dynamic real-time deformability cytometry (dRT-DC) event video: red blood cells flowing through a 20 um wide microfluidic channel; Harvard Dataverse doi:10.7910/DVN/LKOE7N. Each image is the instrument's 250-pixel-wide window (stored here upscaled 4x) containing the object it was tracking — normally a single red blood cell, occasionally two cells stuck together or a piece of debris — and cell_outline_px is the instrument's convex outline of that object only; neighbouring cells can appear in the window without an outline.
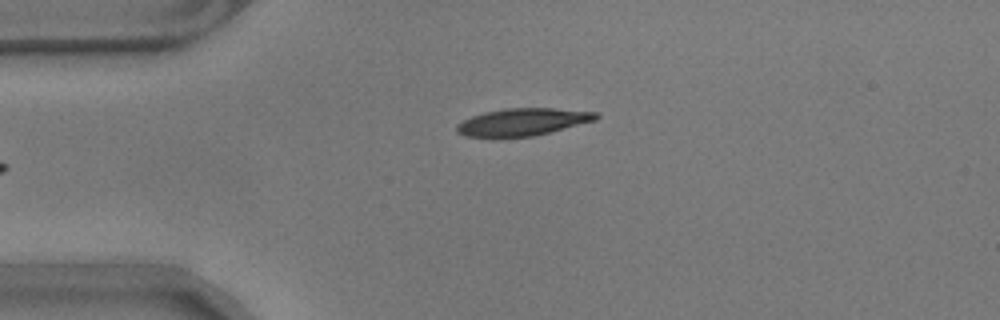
{"species": "common noctule bat (a hibernating species)", "species_latin": "Nyctalus noctula", "temperature_condition": "warm", "stored_images_in_passage": 39, "camera_frame_rate_fps": 3000, "um_per_image_px": 0.085, "animal": {"sex": "male", "body_mass_g": 17.9}, "frame": {"image": 1, "passage_image": 1, "time_ms": 0.0, "image_size_px": [1000, 320], "cell_outline_px": [[600, 116], [596, 120], [532, 136], [464, 136], [456, 132], [456, 124], [472, 116], [484, 112], [504, 108], [552, 108], [596, 112]], "centroid_in_image_um": [44.41, 10.35], "position_along_channel_um": 40.6, "area_um2": 21.79}}
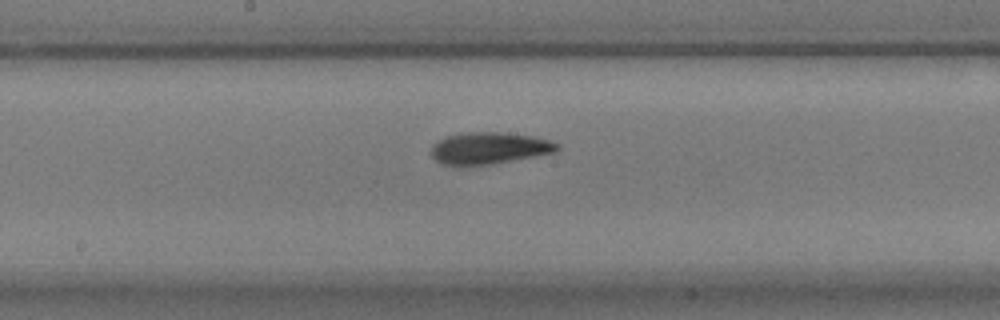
{"frame": {"image": 2, "passage_image": 17, "time_ms": 5.333, "image_size_px": [1000, 320], "cell_outline_px": [[560, 148], [556, 152], [492, 164], [444, 164], [436, 160], [432, 156], [432, 144], [436, 140], [444, 136], [468, 132], [500, 132], [532, 136], [548, 140], [560, 144]], "centroid_in_image_um": [41.59, 12.57], "position_along_channel_um": 206.6, "area_um2": 23.12}}
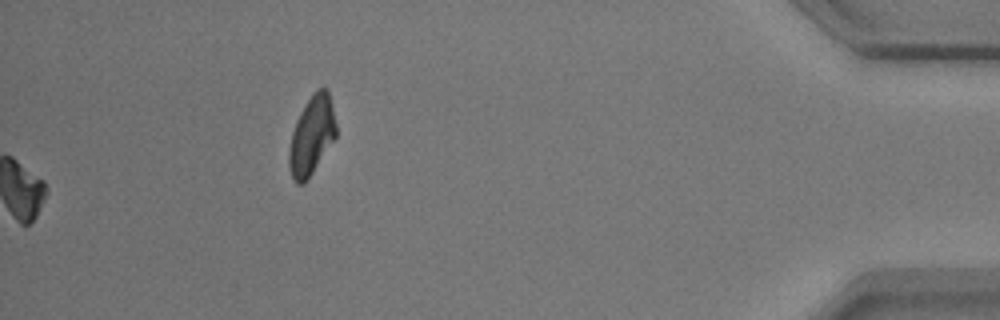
{"frame": {"image": 3, "passage_image": 39, "time_ms": 12.667, "image_size_px": [1000, 320], "cell_outline_px": [[336, 136], [308, 180], [304, 184], [296, 184], [292, 180], [288, 164], [288, 148], [292, 132], [296, 120], [304, 104], [312, 92], [316, 88], [328, 88], [336, 124]], "centroid_in_image_um": [26.47, 11.53], "position_along_channel_um": 408.7, "area_um2": 21.91}, "authors_computed_cell_mechanics": {"area_um2": 22.542, "velocity_mm_per_s": 3.5315, "shape_relaxation_time_tau1_ms": 3.8879, "shape_relaxation_time_tau2_ms": 6.2415, "deformation_change_tau1": 0.1315, "deformation_change_tau2": 0.1319}}